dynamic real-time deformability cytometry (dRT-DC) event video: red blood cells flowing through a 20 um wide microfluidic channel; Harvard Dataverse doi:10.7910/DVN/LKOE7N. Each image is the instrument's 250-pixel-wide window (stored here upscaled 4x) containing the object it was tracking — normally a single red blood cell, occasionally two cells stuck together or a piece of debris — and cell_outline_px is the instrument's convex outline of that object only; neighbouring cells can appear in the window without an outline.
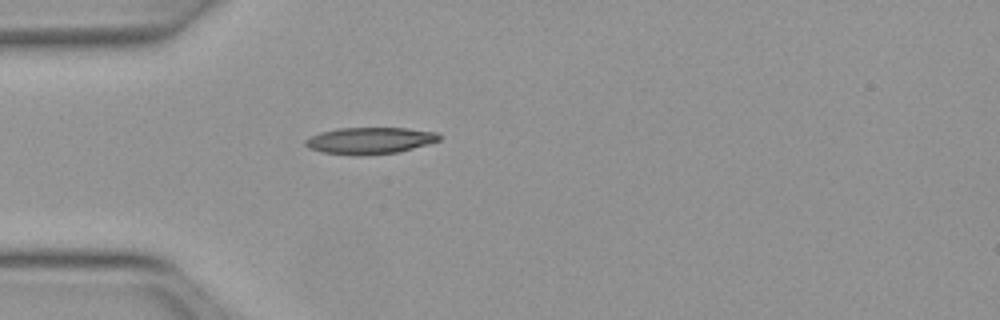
{"species": "Egyptian fruit bat (a non-hibernating species)", "species_latin": "Rousettus aegyptiacus", "temperature_condition": "warm", "stored_images_in_passage": 37, "camera_frame_rate_fps": 3000, "um_per_image_px": 0.085, "animal": {"sex": "female"}, "frame": {"image": 1, "passage_image": 1, "time_ms": 0.0, "image_size_px": [1000, 320], "cell_outline_px": [[440, 140], [428, 144], [396, 152], [360, 156], [356, 156], [320, 152], [308, 148], [304, 144], [304, 140], [320, 132], [336, 128], [404, 128], [436, 132], [440, 136]], "centroid_in_image_um": [31.38, 11.96], "position_along_channel_um": 53.6, "area_um2": 20.81}}
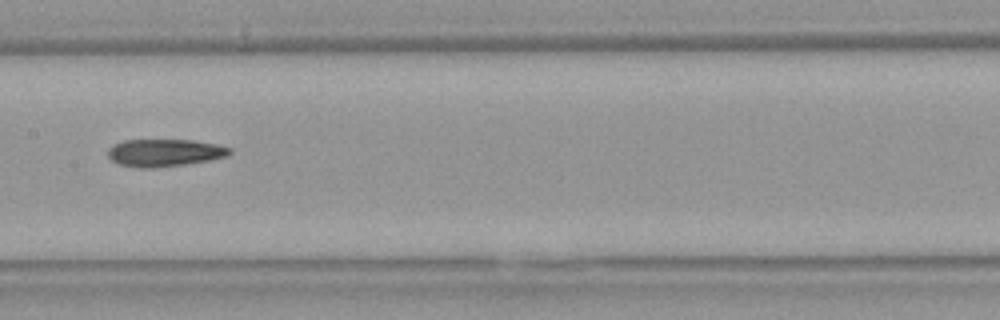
{"frame": {"image": 2, "passage_image": 12, "time_ms": 3.667, "image_size_px": [1000, 320], "cell_outline_px": [[232, 152], [228, 156], [212, 160], [184, 164], [152, 168], [140, 168], [120, 164], [112, 160], [108, 156], [108, 148], [112, 144], [124, 140], [192, 140], [216, 144], [232, 148]], "centroid_in_image_um": [14.0, 12.98], "position_along_channel_um": 193.4, "area_um2": 19.54}}
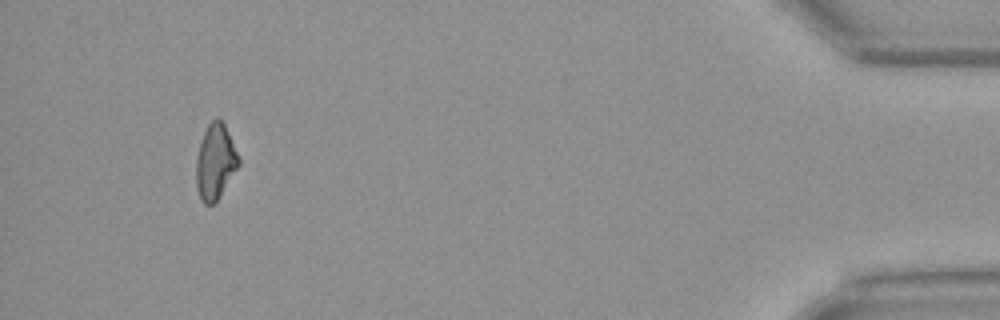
{"frame": {"image": 3, "passage_image": 34, "time_ms": 11.0, "image_size_px": [1000, 320], "cell_outline_px": [[240, 164], [216, 200], [212, 204], [204, 204], [196, 188], [196, 160], [200, 140], [208, 124], [216, 116], [224, 124], [240, 160]], "centroid_in_image_um": [18.27, 13.73], "position_along_channel_um": 416.9, "area_um2": 18.26}, "authors_computed_cell_mechanics": {"area_um2": 19.4208, "velocity_mm_per_s": 4.034, "shape_relaxation_time_tau1_ms": null, "shape_relaxation_time_tau2_ms": 7.1265, "deformation_change_tau1": null, "deformation_change_tau2": 0.1833}}